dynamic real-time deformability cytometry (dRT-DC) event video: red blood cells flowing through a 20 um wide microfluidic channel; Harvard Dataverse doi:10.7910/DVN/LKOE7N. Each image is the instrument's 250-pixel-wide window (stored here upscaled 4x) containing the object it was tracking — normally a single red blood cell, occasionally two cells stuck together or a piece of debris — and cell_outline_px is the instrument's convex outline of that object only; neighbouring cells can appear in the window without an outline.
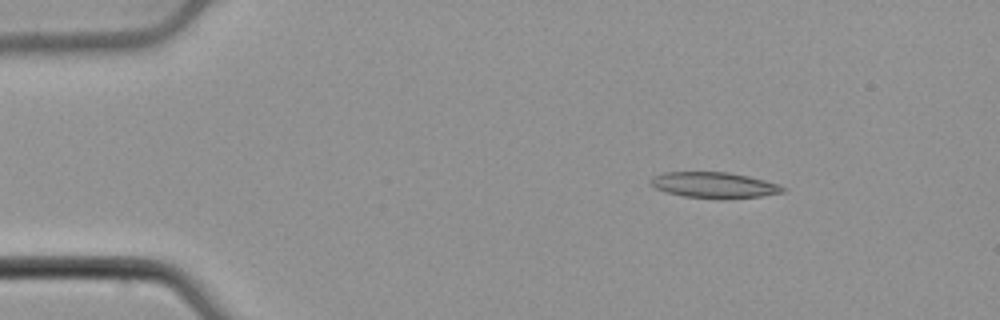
{"species": "common noctule bat (a hibernating species)", "species_latin": "Nyctalus noctula", "temperature_condition": "cold", "stored_images_in_passage": 47, "camera_frame_rate_fps": 3000, "um_per_image_px": 0.085, "animal": {"sex": "male", "body_mass_g": 21.5, "forearm_length_mm": 52.0}, "frame": {"image": 1, "passage_image": 1, "time_ms": 0.0, "image_size_px": [1000, 320], "cell_outline_px": [[788, 188], [784, 192], [760, 196], [724, 200], [684, 196], [668, 192], [656, 188], [652, 184], [652, 180], [656, 176], [664, 172], [728, 172], [748, 176], [764, 180]], "centroid_in_image_um": [60.77, 15.74], "position_along_channel_um": 24.2, "area_um2": 19.77}}
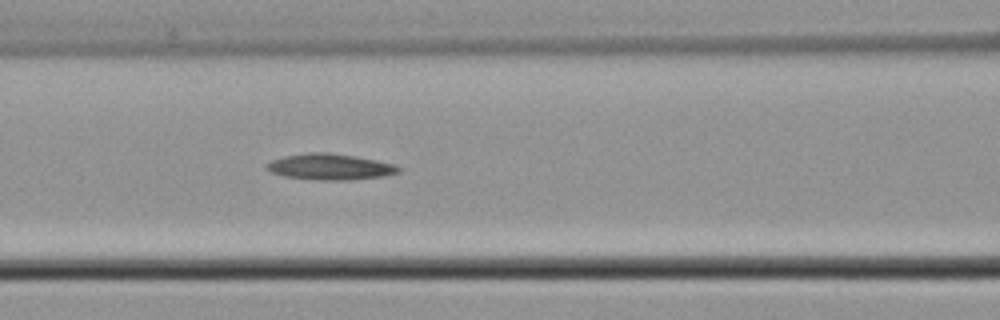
{"frame": {"image": 2, "passage_image": 16, "time_ms": 5.0, "image_size_px": [1000, 320], "cell_outline_px": [[400, 172], [384, 176], [348, 180], [316, 180], [284, 176], [272, 172], [264, 168], [272, 160], [284, 156], [308, 152], [328, 152], [356, 156], [376, 160], [392, 164], [400, 168]], "centroid_in_image_um": [28.04, 14.17], "position_along_channel_um": 138.6, "area_um2": 19.94}}
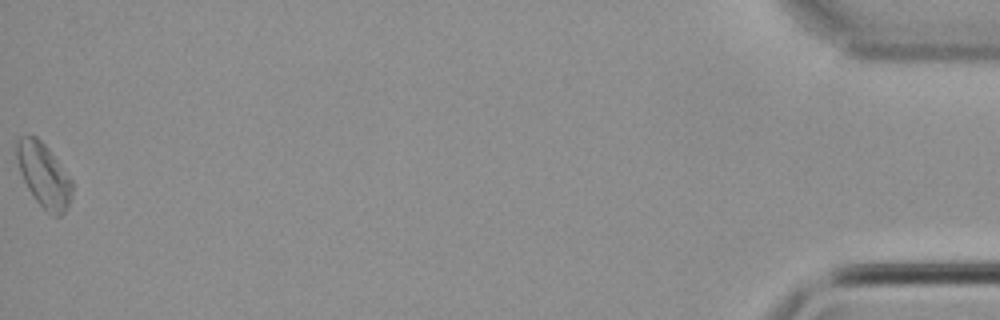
{"frame": {"image": 3, "passage_image": 47, "time_ms": 15.333, "image_size_px": [1000, 320], "cell_outline_px": [[72, 192], [68, 204], [64, 212], [60, 216], [52, 216], [36, 200], [28, 188], [20, 172], [16, 156], [16, 144], [20, 136], [36, 136], [44, 144], [72, 180]], "centroid_in_image_um": [3.71, 14.89], "position_along_channel_um": 431.5, "area_um2": 20.17}}